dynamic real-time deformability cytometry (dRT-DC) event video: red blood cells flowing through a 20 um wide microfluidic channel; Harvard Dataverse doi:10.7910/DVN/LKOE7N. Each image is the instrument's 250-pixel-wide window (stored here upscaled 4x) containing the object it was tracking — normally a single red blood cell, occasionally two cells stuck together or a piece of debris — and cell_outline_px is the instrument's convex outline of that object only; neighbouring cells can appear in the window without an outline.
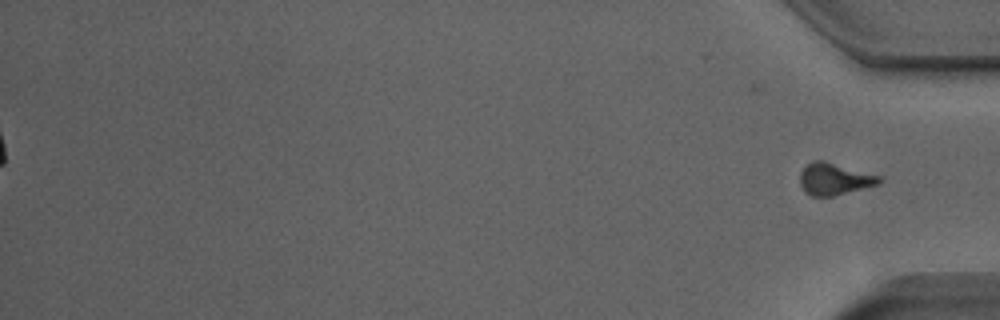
{"species": "Egyptian fruit bat (a non-hibernating species)", "species_latin": "Rousettus aegyptiacus", "temperature_condition": "room temperature", "stored_images_in_passage": 53, "segment_of_instrument_passage": [2, 2], "camera_frame_rate_fps": 3000, "um_per_image_px": 0.085, "animal": {"sex": "male"}, "frame": {"image": 1, "passage_image": 53, "time_ms": 17.333, "image_size_px": [1000, 320], "cell_outline_px": [[884, 180], [880, 184], [832, 196], [812, 196], [804, 192], [800, 184], [800, 172], [808, 164], [816, 160], [824, 160], [884, 176]], "centroid_in_image_um": [70.98, 15.21], "position_along_channel_um": 364.2, "area_um2": 14.97}}